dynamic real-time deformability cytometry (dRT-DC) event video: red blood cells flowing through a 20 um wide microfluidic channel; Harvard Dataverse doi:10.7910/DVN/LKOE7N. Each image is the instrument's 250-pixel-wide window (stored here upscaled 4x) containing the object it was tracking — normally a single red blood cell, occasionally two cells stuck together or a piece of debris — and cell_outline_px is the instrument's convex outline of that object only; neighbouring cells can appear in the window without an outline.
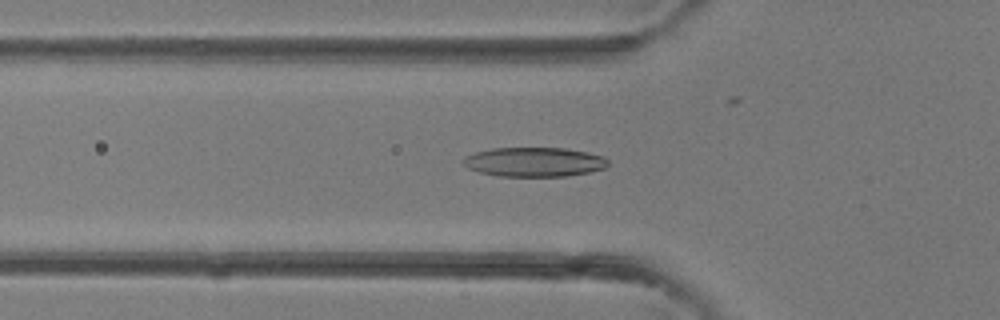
{"species": "common noctule bat (a hibernating species)", "species_latin": "Nyctalus noctula", "temperature_condition": "room temperature", "stored_images_in_passage": 33, "camera_frame_rate_fps": 3000, "um_per_image_px": 0.085, "animal": {"sex": "female"}, "frame": {"image": 1, "passage_image": 14, "time_ms": 4.333, "image_size_px": [1000, 320], "cell_outline_px": [[608, 164], [604, 168], [588, 172], [568, 176], [496, 176], [480, 172], [468, 168], [464, 164], [464, 156], [476, 152], [492, 148], [564, 148], [588, 152], [604, 156], [608, 160]], "centroid_in_image_um": [45.42, 13.76], "position_along_channel_um": 80.4, "area_um2": 24.74}}
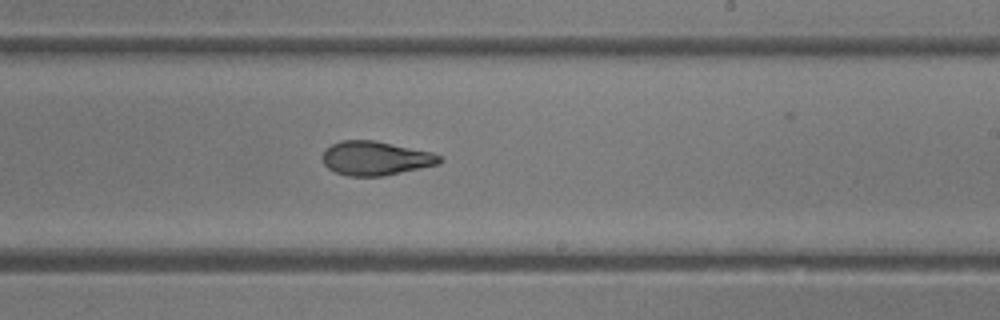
{"frame": {"image": 2, "passage_image": 24, "time_ms": 7.667, "image_size_px": [1000, 320], "cell_outline_px": [[444, 160], [436, 164], [420, 168], [384, 176], [348, 176], [336, 172], [328, 168], [324, 164], [324, 148], [340, 140], [376, 140], [432, 152], [440, 156]], "centroid_in_image_um": [31.92, 13.44], "position_along_channel_um": 257.1, "area_um2": 23.18}}
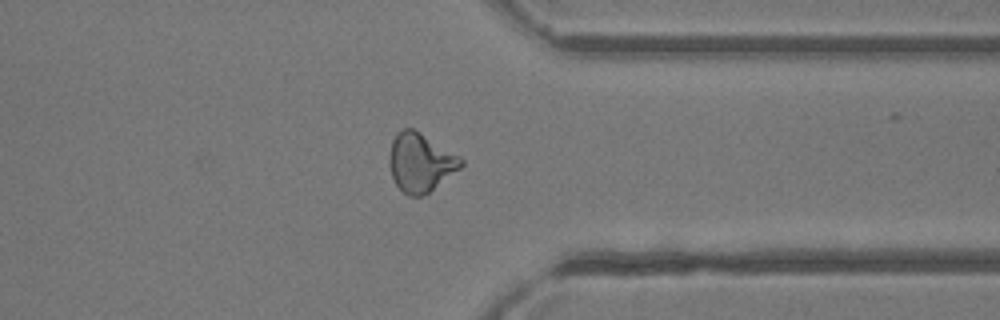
{"frame": {"image": 3, "passage_image": 31, "time_ms": 10.0, "image_size_px": [1000, 320], "cell_outline_px": [[464, 164], [460, 168], [424, 196], [408, 196], [396, 184], [392, 176], [388, 164], [388, 156], [392, 140], [396, 132], [404, 128], [412, 128], [420, 132], [460, 156], [464, 160]], "centroid_in_image_um": [35.72, 13.8], "position_along_channel_um": 375.7, "area_um2": 24.57}}